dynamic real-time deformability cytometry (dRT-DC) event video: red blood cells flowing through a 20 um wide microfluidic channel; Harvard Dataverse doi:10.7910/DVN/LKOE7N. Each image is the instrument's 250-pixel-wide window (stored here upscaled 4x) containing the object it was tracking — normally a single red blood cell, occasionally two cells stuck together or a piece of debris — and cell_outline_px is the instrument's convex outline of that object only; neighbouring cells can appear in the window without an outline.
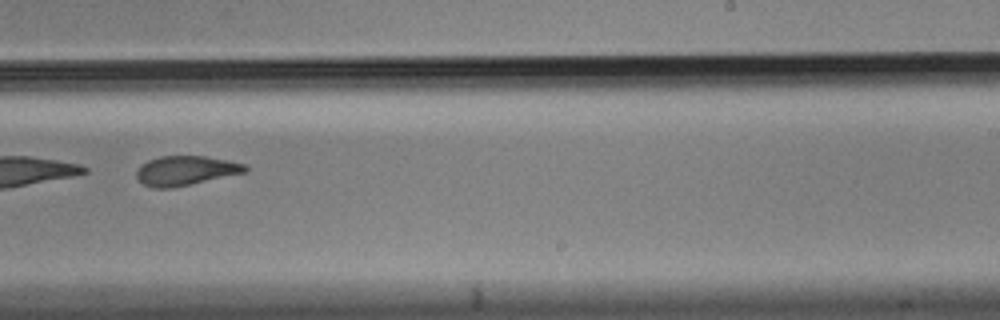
{"species": "Egyptian fruit bat (a non-hibernating species)", "species_latin": "Rousettus aegyptiacus", "temperature_condition": "cold", "stored_images_in_passage": 9, "camera_frame_rate_fps": 3000, "um_per_image_px": 0.085, "animal": {"sex": "male"}, "frame": {"image": 1, "passage_image": 9, "time_ms": 2.667, "image_size_px": [1000, 320], "cell_outline_px": [[248, 172], [172, 188], [152, 188], [144, 184], [136, 176], [136, 172], [148, 160], [160, 156], [204, 156], [228, 160], [244, 164], [248, 168]], "centroid_in_image_um": [15.81, 14.5], "position_along_channel_um": 273.2, "area_um2": 18.55}}